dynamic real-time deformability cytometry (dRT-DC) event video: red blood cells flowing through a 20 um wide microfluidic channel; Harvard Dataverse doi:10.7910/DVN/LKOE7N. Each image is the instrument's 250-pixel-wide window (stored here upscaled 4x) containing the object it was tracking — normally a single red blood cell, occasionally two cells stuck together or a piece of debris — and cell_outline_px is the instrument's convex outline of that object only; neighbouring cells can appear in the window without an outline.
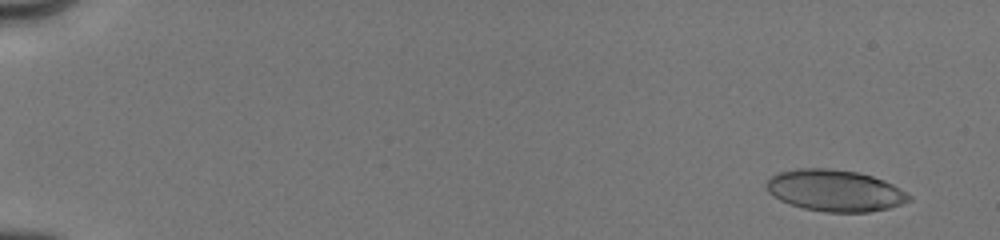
{"species": "human", "species_latin": "Homo sapiens", "temperature_condition": "cold", "stored_images_in_passage": 11, "camera_frame_rate_fps": 3000, "um_per_image_px": 0.085, "donor": {"sex": "male"}, "frame": {"image": 1, "passage_image": 2, "time_ms": 1.0, "image_size_px": [1000, 240], "cell_outline_px": [[912, 200], [888, 208], [868, 212], [824, 212], [804, 208], [788, 204], [772, 196], [768, 192], [764, 184], [772, 176], [780, 172], [796, 168], [832, 168], [860, 172], [884, 180], [900, 188], [912, 196]], "centroid_in_image_um": [70.96, 16.19], "position_along_channel_um": 14.0, "area_um2": 34.8}}
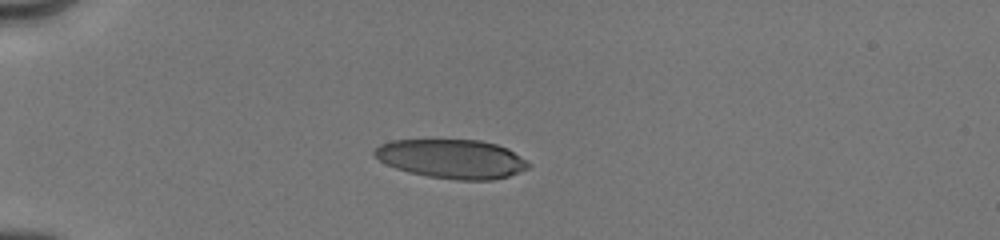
{"frame": {"image": 2, "passage_image": 8, "time_ms": 5.0, "image_size_px": [1000, 240], "cell_outline_px": [[532, 164], [528, 168], [520, 172], [508, 176], [492, 180], [456, 180], [428, 176], [408, 172], [396, 168], [372, 156], [372, 152], [380, 144], [392, 140], [480, 140], [496, 144], [508, 148]], "centroid_in_image_um": [38.41, 13.5], "position_along_channel_um": 46.6, "area_um2": 35.08}}
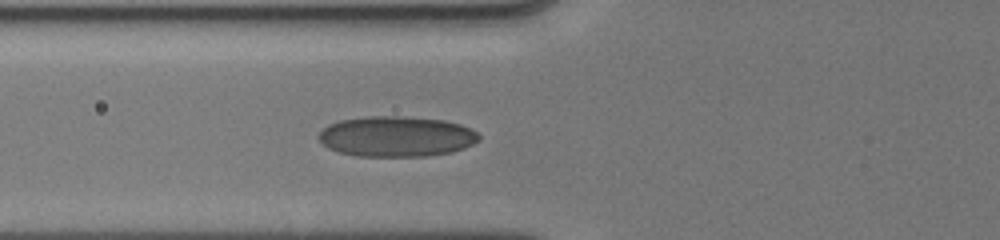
{"frame": {"image": 3, "passage_image": 11, "time_ms": 7.0, "image_size_px": [1000, 240], "cell_outline_px": [[480, 140], [464, 148], [452, 152], [428, 156], [356, 156], [340, 152], [328, 148], [316, 136], [328, 124], [340, 120], [368, 116], [396, 116], [444, 120], [460, 124], [476, 132], [480, 136]], "centroid_in_image_um": [33.68, 11.6], "position_along_channel_um": 92.1, "area_um2": 37.74}}